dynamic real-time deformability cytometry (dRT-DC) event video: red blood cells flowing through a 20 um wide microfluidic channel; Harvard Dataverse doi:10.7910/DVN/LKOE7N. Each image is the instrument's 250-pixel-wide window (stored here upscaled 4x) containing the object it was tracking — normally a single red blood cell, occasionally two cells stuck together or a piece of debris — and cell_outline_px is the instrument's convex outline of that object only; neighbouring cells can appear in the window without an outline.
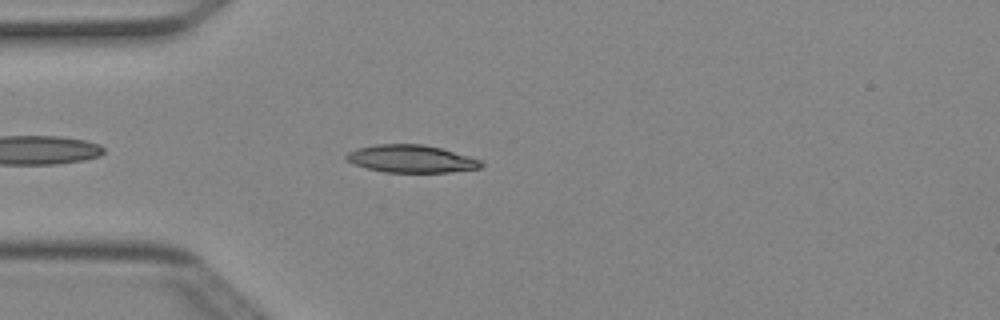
{"species": "Egyptian fruit bat (a non-hibernating species)", "species_latin": "Rousettus aegyptiacus", "temperature_condition": "cold", "stored_images_in_passage": 4, "camera_frame_rate_fps": 3000, "um_per_image_px": 0.085, "animal": {"sex": "female"}, "frame": {"image": 1, "passage_image": 4, "time_ms": 1.0, "image_size_px": [1000, 320], "cell_outline_px": [[484, 164], [480, 168], [448, 172], [384, 172], [352, 164], [344, 156], [348, 152], [356, 148], [376, 144], [424, 144], [440, 148], [480, 160]], "centroid_in_image_um": [34.9, 13.49], "position_along_channel_um": 50.1, "area_um2": 21.5}}